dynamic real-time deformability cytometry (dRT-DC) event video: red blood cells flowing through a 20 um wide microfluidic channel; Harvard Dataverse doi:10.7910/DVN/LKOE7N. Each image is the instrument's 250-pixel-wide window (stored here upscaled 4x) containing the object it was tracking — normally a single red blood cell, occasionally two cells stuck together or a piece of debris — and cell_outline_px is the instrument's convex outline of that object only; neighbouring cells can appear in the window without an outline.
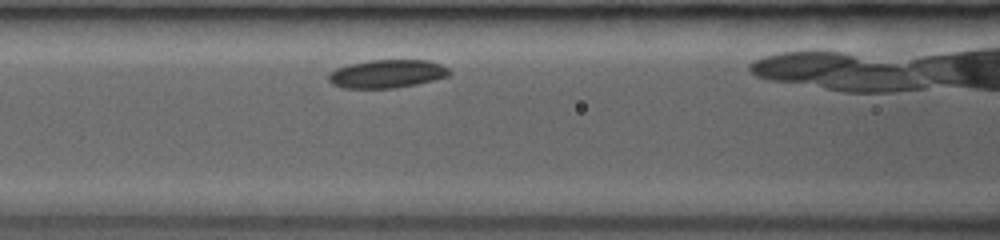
{"species": "common noctule bat (a hibernating species)", "species_latin": "Nyctalus noctula", "temperature_condition": "room temperature", "stored_images_in_passage": 16, "camera_frame_rate_fps": 3000, "um_per_image_px": 0.085, "animal": {"sex": "female", "body_mass_g": 19.0, "forearm_length_mm": 53.3}, "frame": {"image": 1, "passage_image": 3, "time_ms": 1.667, "image_size_px": [1000, 240], "cell_outline_px": [[452, 72], [448, 76], [416, 84], [392, 88], [344, 88], [332, 84], [328, 80], [328, 72], [336, 68], [348, 64], [368, 60], [428, 60], [440, 64], [448, 68]], "centroid_in_image_um": [32.86, 6.26], "position_along_channel_um": 133.7, "area_um2": 19.94}}
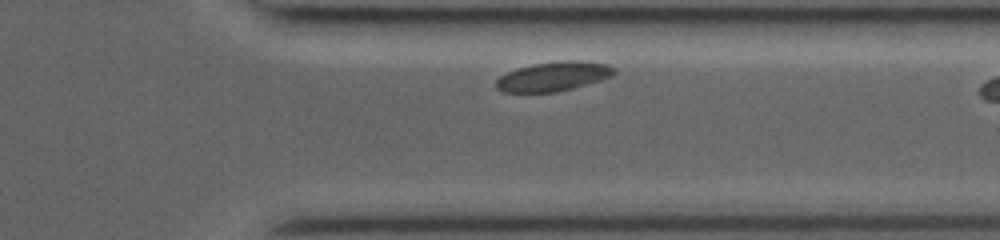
{"frame": {"image": 2, "passage_image": 14, "time_ms": 7.667, "image_size_px": [1000, 240], "cell_outline_px": [[616, 72], [612, 76], [600, 80], [572, 88], [556, 92], [504, 92], [496, 88], [496, 80], [500, 76], [508, 72], [532, 64], [564, 60], [584, 60], [608, 64], [616, 68]], "centroid_in_image_um": [47.08, 6.48], "position_along_channel_um": 364.3, "area_um2": 20.17}}